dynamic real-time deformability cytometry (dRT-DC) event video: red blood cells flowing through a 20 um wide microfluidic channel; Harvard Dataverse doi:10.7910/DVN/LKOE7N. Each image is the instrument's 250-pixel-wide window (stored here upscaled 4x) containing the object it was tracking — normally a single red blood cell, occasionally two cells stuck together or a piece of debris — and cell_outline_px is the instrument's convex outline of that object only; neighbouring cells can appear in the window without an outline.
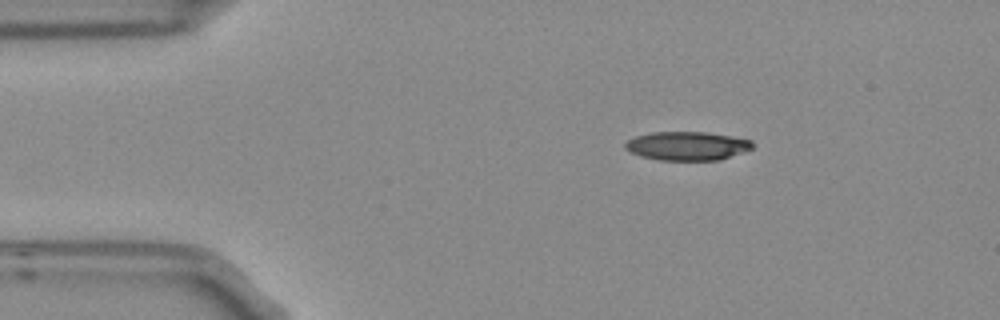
{"species": "Egyptian fruit bat (a non-hibernating species)", "species_latin": "Rousettus aegyptiacus", "temperature_condition": "room temperature", "stored_images_in_passage": 6, "camera_frame_rate_fps": 3000, "um_per_image_px": 0.085, "frame": {"image": 1, "passage_image": 2, "time_ms": 0.333, "image_size_px": [1000, 320], "cell_outline_px": [[752, 148], [720, 160], [660, 160], [640, 156], [624, 148], [624, 144], [628, 140], [636, 136], [652, 132], [704, 132], [752, 140]], "centroid_in_image_um": [58.37, 12.4], "position_along_channel_um": 26.6, "area_um2": 21.04}}
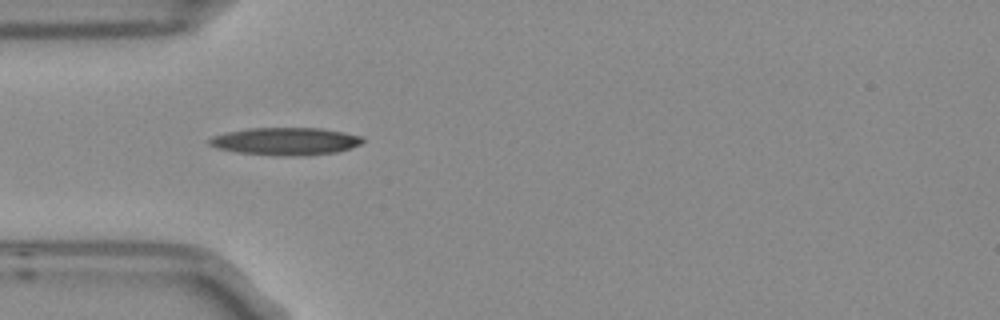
{"frame": {"image": 2, "passage_image": 4, "time_ms": 1.0, "image_size_px": [1000, 320], "cell_outline_px": [[364, 140], [360, 144], [336, 152], [304, 156], [240, 152], [216, 148], [208, 144], [208, 140], [212, 136], [228, 132], [252, 128], [320, 128], [344, 132], [364, 136]], "centroid_in_image_um": [24.3, 11.99], "position_along_channel_um": 60.7, "area_um2": 24.22}}
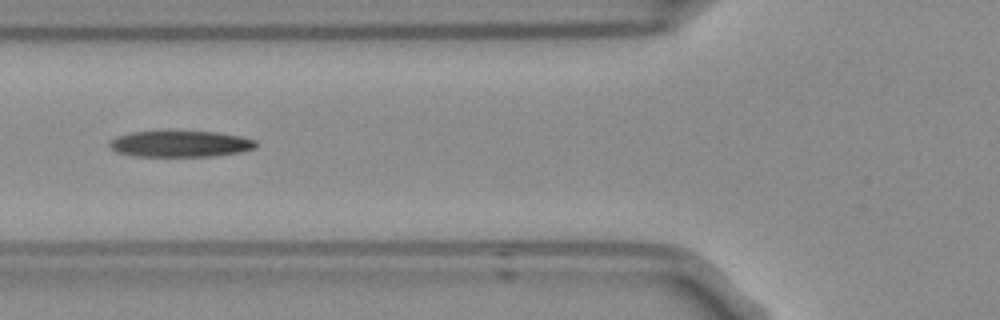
{"frame": {"image": 3, "passage_image": 5, "time_ms": 1.333, "image_size_px": [1000, 320], "cell_outline_px": [[256, 148], [240, 152], [212, 156], [136, 156], [116, 152], [108, 144], [116, 136], [128, 132], [216, 132], [240, 136], [256, 140]], "centroid_in_image_um": [15.33, 12.23], "position_along_channel_um": 110.5, "area_um2": 22.14}}